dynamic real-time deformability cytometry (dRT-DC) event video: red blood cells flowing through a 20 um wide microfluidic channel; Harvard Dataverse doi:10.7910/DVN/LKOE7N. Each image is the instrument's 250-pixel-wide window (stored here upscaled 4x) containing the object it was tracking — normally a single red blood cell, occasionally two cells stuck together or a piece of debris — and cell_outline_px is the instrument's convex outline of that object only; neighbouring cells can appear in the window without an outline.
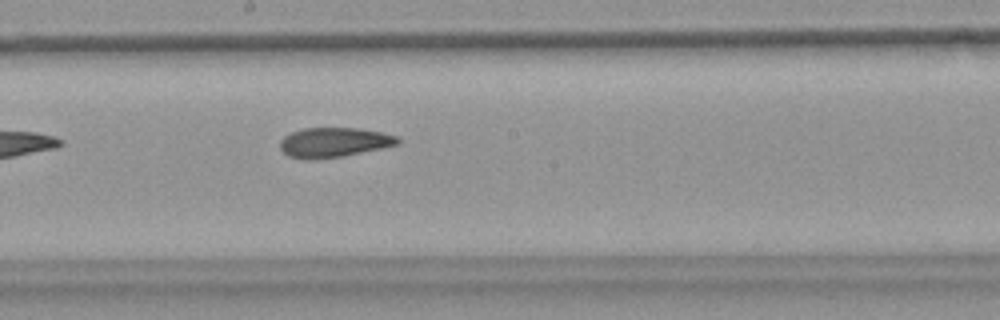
{"species": "common noctule bat (a hibernating species)", "species_latin": "Nyctalus noctula", "temperature_condition": "warm", "stored_images_in_passage": 7, "camera_frame_rate_fps": 3000, "um_per_image_px": 0.085, "animal": {"sex": "female", "body_mass_g": 18.4}, "frame": {"image": 1, "passage_image": 7, "time_ms": 2.0, "image_size_px": [1000, 320], "cell_outline_px": [[400, 144], [344, 156], [312, 160], [304, 160], [288, 156], [280, 148], [280, 140], [284, 136], [292, 132], [304, 128], [356, 128], [380, 132], [396, 136], [400, 140]], "centroid_in_image_um": [28.35, 12.11], "position_along_channel_um": 219.8, "area_um2": 20.4}}